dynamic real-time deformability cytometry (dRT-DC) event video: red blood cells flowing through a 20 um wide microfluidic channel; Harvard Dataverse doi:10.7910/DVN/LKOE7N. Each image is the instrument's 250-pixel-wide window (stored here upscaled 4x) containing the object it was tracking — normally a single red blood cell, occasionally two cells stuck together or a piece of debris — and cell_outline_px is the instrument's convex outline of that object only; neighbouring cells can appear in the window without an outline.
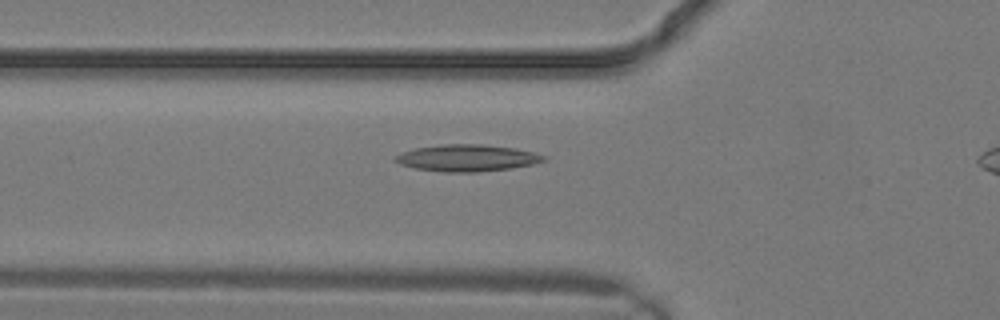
{"species": "common noctule bat (a hibernating species)", "species_latin": "Nyctalus noctula", "temperature_condition": "warm", "stored_images_in_passage": 8, "camera_frame_rate_fps": 3000, "um_per_image_px": 0.085, "animal": {"sex": "male", "body_mass_g": 19.2, "forearm_length_mm": 51.8}, "frame": {"image": 1, "passage_image": 6, "time_ms": 1.667, "image_size_px": [1000, 320], "cell_outline_px": [[548, 160], [532, 164], [512, 168], [476, 172], [444, 172], [416, 168], [400, 164], [392, 160], [396, 156], [404, 152], [416, 148], [444, 144], [484, 144], [516, 148], [532, 152], [544, 156]], "centroid_in_image_um": [39.72, 13.42], "position_along_channel_um": 86.1, "area_um2": 23.0}}
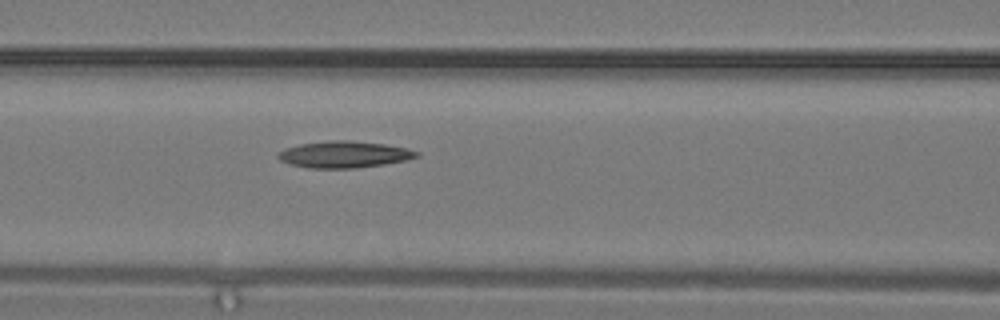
{"frame": {"image": 2, "passage_image": 8, "time_ms": 2.333, "image_size_px": [1000, 320], "cell_outline_px": [[420, 156], [408, 160], [384, 164], [356, 168], [308, 168], [288, 164], [280, 160], [276, 156], [284, 148], [300, 144], [332, 140], [348, 140], [384, 144], [404, 148], [420, 152]], "centroid_in_image_um": [29.24, 13.13], "position_along_channel_um": 137.4, "area_um2": 21.5}}